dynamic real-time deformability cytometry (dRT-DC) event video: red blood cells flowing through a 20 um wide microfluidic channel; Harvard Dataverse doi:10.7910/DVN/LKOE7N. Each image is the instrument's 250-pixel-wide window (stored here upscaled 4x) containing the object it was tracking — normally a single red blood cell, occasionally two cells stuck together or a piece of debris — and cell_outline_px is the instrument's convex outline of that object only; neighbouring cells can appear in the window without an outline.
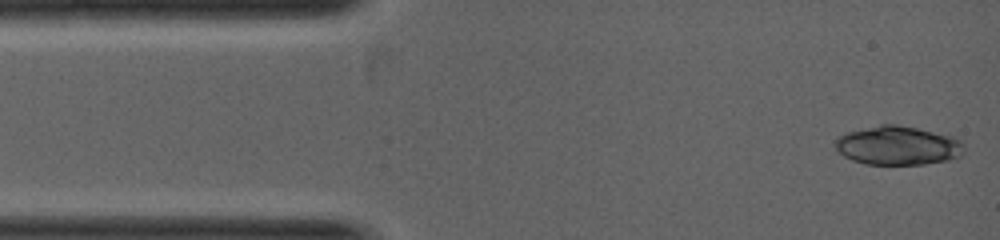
{"species": "common noctule bat (a hibernating species)", "species_latin": "Nyctalus noctula", "temperature_condition": "warm", "stored_images_in_passage": 3, "camera_frame_rate_fps": 5000, "um_per_image_px": 0.085, "animal": {"sex": "female", "body_mass_g": 19.0, "forearm_length_mm": 53.3}, "frame": {"image": 1, "passage_image": 1, "time_ms": 0.0, "image_size_px": [1000, 240], "cell_outline_px": [[964, 152], [960, 156], [948, 160], [924, 164], [864, 164], [852, 160], [844, 156], [832, 144], [836, 136], [848, 132], [880, 124], [896, 124], [916, 128], [952, 136], [960, 140], [964, 144]], "centroid_in_image_um": [76.29, 12.37], "position_along_channel_um": 8.7, "area_um2": 29.3}}
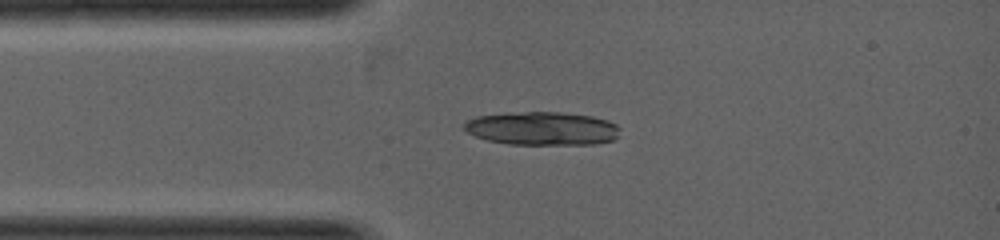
{"frame": {"image": 2, "passage_image": 3, "time_ms": 1.2, "image_size_px": [1000, 240], "cell_outline_px": [[620, 136], [612, 140], [592, 144], [508, 144], [488, 140], [476, 136], [468, 132], [464, 128], [464, 124], [468, 120], [476, 116], [508, 112], [560, 112], [592, 116], [608, 120], [616, 124], [620, 128]], "centroid_in_image_um": [46.11, 10.91], "position_along_channel_um": 38.9, "area_um2": 30.4}}